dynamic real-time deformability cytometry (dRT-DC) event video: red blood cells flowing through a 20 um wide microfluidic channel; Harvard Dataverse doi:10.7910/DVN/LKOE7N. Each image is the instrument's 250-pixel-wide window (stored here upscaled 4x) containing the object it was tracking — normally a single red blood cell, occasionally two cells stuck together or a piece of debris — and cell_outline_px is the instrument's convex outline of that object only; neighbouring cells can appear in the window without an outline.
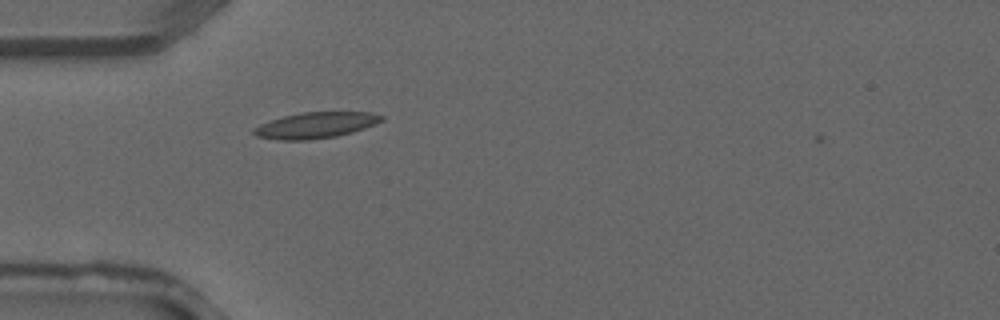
{"species": "common noctule bat (a hibernating species)", "species_latin": "Nyctalus noctula", "temperature_condition": "warm", "stored_images_in_passage": 1, "camera_frame_rate_fps": 3000, "um_per_image_px": 0.085, "animal": {"sex": "male", "forearm_length_mm": 52.5}, "frame": {"image": 1, "passage_image": 1, "time_ms": 0.0, "image_size_px": [1000, 320], "cell_outline_px": [[384, 120], [364, 128], [352, 132], [336, 136], [308, 140], [280, 140], [256, 136], [252, 132], [252, 128], [260, 124], [284, 116], [300, 112], [372, 112], [384, 116]], "centroid_in_image_um": [26.83, 10.64], "position_along_channel_um": 58.2, "area_um2": 19.31}}